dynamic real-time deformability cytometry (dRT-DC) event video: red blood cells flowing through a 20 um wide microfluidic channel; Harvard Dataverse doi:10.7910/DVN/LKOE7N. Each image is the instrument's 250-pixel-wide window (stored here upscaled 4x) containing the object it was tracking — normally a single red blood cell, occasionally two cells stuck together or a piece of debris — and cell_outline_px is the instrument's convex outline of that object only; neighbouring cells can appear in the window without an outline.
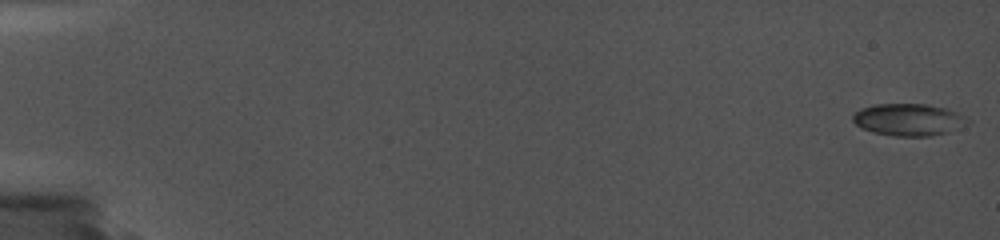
{"species": "common noctule bat (a hibernating species)", "species_latin": "Nyctalus noctula", "temperature_condition": "cold", "stored_images_in_passage": 27, "camera_frame_rate_fps": 5000, "um_per_image_px": 0.085, "animal": {"sex": "female", "body_mass_g": 19.0, "forearm_length_mm": 56.7}, "frame": {"image": 1, "passage_image": 1, "time_ms": 0.0, "image_size_px": [1000, 240], "cell_outline_px": [[972, 120], [948, 132], [932, 136], [896, 136], [872, 132], [860, 128], [852, 120], [852, 116], [860, 108], [876, 104], [928, 104], [944, 108], [956, 112]], "centroid_in_image_um": [77.19, 10.17], "position_along_channel_um": 7.8, "area_um2": 21.39}}
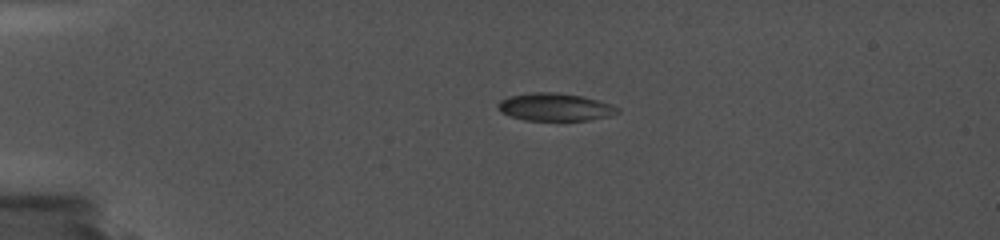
{"frame": {"image": 2, "passage_image": 18, "time_ms": 4.4, "image_size_px": [1000, 240], "cell_outline_px": [[620, 112], [612, 116], [588, 120], [524, 120], [500, 112], [496, 104], [500, 100], [508, 96], [532, 92], [556, 92], [580, 96], [612, 104], [620, 108]], "centroid_in_image_um": [47.18, 9.1], "position_along_channel_um": 37.8, "area_um2": 19.36}}